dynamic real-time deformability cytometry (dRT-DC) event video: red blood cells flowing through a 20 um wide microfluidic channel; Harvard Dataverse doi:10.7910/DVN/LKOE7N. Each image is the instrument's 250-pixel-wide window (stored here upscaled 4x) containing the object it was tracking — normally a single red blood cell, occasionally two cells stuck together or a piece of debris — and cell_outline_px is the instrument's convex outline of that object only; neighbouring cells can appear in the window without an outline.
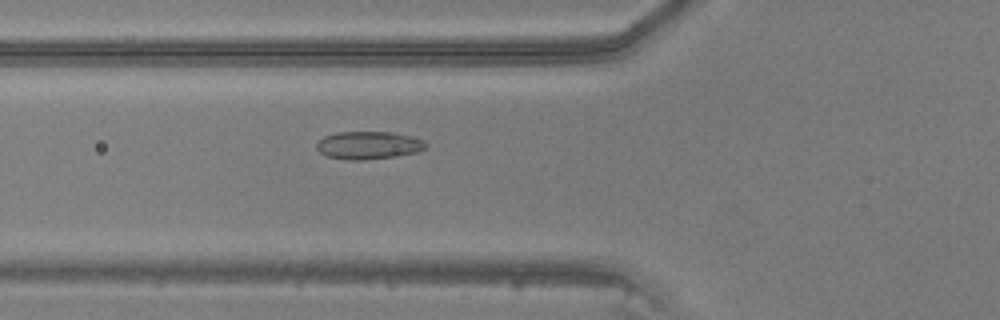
{"species": "common noctule bat (a hibernating species)", "species_latin": "Nyctalus noctula", "temperature_condition": "warm", "stored_images_in_passage": 36, "camera_frame_rate_fps": 3000, "um_per_image_px": 0.085, "animal": {"sex": "male", "body_mass_g": 20.5, "forearm_length_mm": 52.5}, "frame": {"image": 1, "passage_image": 6, "time_ms": 1.667, "image_size_px": [1000, 320], "cell_outline_px": [[428, 144], [424, 148], [416, 152], [396, 156], [364, 160], [348, 160], [324, 156], [316, 148], [316, 144], [324, 136], [336, 132], [392, 132], [412, 136], [424, 140]], "centroid_in_image_um": [31.31, 12.35], "position_along_channel_um": 94.5, "area_um2": 17.8}}
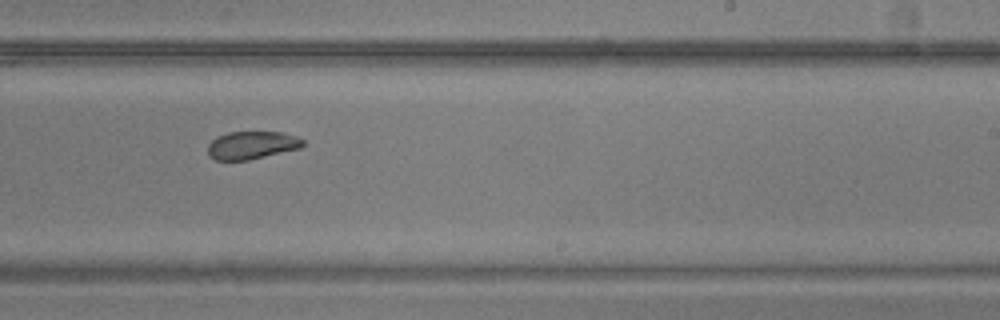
{"frame": {"image": 2, "passage_image": 18, "time_ms": 5.667, "image_size_px": [1000, 320], "cell_outline_px": [[304, 144], [300, 148], [248, 160], [216, 160], [208, 156], [208, 144], [216, 136], [228, 132], [284, 132], [296, 136], [304, 140]], "centroid_in_image_um": [21.39, 12.33], "position_along_channel_um": 267.6, "area_um2": 15.49}}
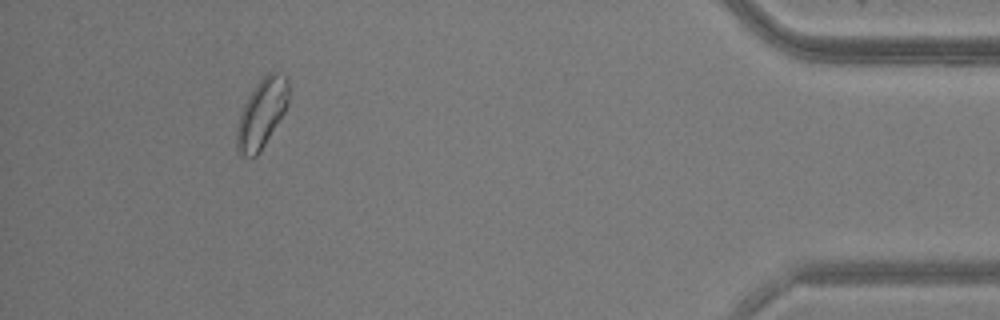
{"frame": {"image": 3, "passage_image": 32, "time_ms": 10.333, "image_size_px": [1000, 320], "cell_outline_px": [[288, 104], [284, 112], [260, 152], [256, 156], [244, 156], [236, 148], [236, 128], [240, 112], [248, 96], [256, 84], [272, 68], [276, 68], [288, 76]], "centroid_in_image_um": [22.26, 9.56], "position_along_channel_um": 412.9, "area_um2": 21.1}}